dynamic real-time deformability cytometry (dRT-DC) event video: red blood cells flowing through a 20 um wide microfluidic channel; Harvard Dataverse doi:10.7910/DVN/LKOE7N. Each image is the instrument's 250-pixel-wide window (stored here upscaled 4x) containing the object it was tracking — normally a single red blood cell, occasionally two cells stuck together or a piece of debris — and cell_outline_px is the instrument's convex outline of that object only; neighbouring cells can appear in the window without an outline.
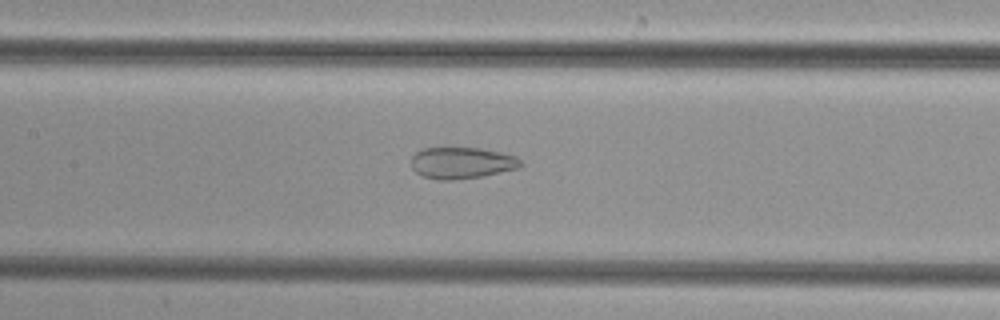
{"species": "common noctule bat (a hibernating species)", "species_latin": "Nyctalus noctula", "temperature_condition": "cold", "stored_images_in_passage": 51, "camera_frame_rate_fps": 3000, "um_per_image_px": 0.085, "animal": {"sex": "female", "body_mass_g": 29.2, "forearm_length_mm": 56.3}, "frame": {"image": 1, "passage_image": 24, "time_ms": 7.667, "image_size_px": [1000, 320], "cell_outline_px": [[524, 164], [520, 168], [480, 176], [452, 180], [436, 180], [424, 176], [416, 172], [412, 168], [412, 156], [416, 152], [424, 148], [480, 148], [500, 152], [516, 156]], "centroid_in_image_um": [39.26, 13.84], "position_along_channel_um": 168.1, "area_um2": 20.0}}
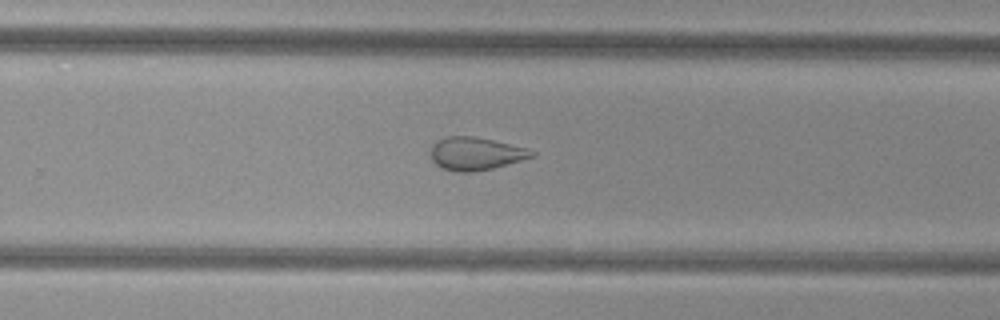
{"frame": {"image": 2, "passage_image": 33, "time_ms": 10.667, "image_size_px": [1000, 320], "cell_outline_px": [[536, 156], [492, 168], [476, 172], [456, 172], [444, 168], [436, 164], [432, 160], [428, 152], [432, 144], [436, 140], [444, 136], [472, 136], [492, 140], [528, 148], [536, 152]], "centroid_in_image_um": [40.39, 13.05], "position_along_channel_um": 289.4, "area_um2": 19.59}}
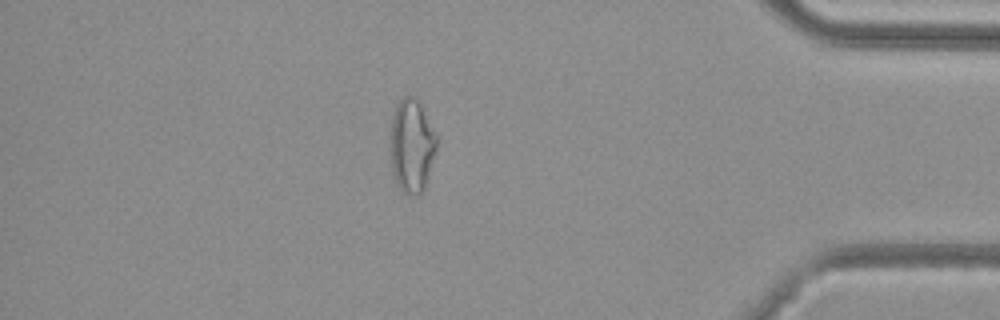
{"frame": {"image": 3, "passage_image": 44, "time_ms": 14.333, "image_size_px": [1000, 320], "cell_outline_px": [[436, 148], [424, 188], [420, 196], [408, 196], [396, 184], [392, 172], [388, 148], [392, 116], [396, 104], [404, 96], [412, 96], [420, 104], [436, 136]], "centroid_in_image_um": [34.93, 12.43], "position_along_channel_um": 400.3, "area_um2": 25.37}}